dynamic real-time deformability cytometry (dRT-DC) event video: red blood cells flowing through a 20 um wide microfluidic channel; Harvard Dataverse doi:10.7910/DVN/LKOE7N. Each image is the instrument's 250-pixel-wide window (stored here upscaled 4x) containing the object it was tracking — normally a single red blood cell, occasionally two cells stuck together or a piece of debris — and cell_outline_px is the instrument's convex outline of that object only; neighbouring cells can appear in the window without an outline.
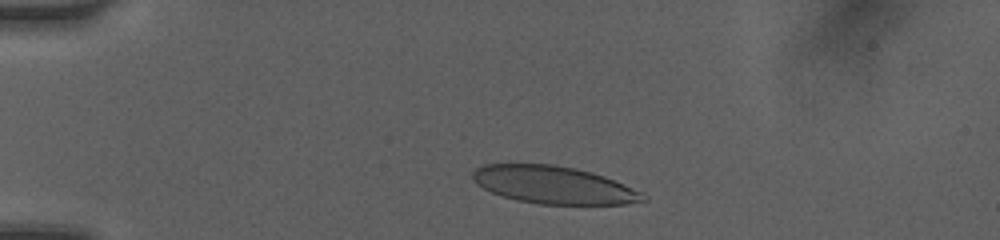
{"species": "human", "species_latin": "Homo sapiens", "temperature_condition": "room temperature", "stored_images_in_passage": 14, "camera_frame_rate_fps": 3000, "um_per_image_px": 0.085, "donor": {"sex": "female"}, "frame": {"image": 1, "passage_image": 2, "time_ms": 0.333, "image_size_px": [1000, 240], "cell_outline_px": [[648, 200], [624, 204], [540, 204], [516, 200], [492, 192], [476, 184], [472, 180], [472, 172], [476, 168], [484, 164], [552, 164], [576, 168], [592, 172], [604, 176], [644, 192], [648, 196]], "centroid_in_image_um": [47.08, 15.71], "position_along_channel_um": 37.9, "area_um2": 37.45}}